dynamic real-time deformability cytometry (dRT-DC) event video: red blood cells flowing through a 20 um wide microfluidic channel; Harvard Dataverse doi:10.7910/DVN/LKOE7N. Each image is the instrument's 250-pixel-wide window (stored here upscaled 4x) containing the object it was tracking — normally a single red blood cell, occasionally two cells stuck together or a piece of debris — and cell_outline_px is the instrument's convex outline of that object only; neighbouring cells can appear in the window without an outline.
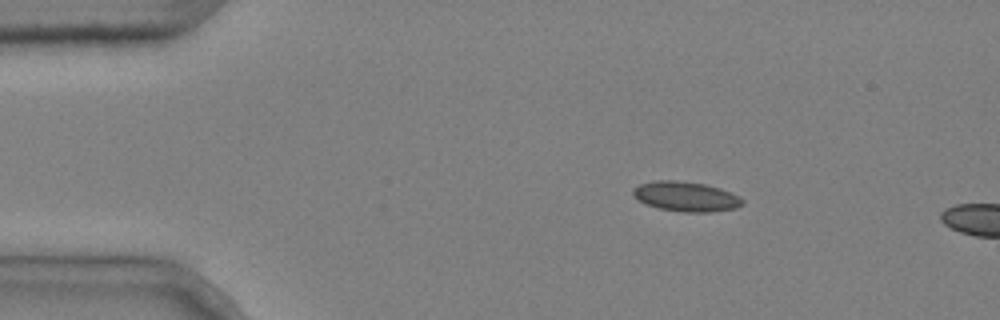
{"species": "common noctule bat (a hibernating species)", "species_latin": "Nyctalus noctula", "temperature_condition": "cold", "stored_images_in_passage": 3, "camera_frame_rate_fps": 3000, "um_per_image_px": 0.085, "animal": {"sex": "male", "body_mass_g": 20.4}, "frame": {"image": 1, "passage_image": 2, "time_ms": 0.333, "image_size_px": [1000, 320], "cell_outline_px": [[744, 204], [736, 208], [712, 212], [684, 212], [660, 208], [648, 204], [632, 196], [632, 188], [640, 184], [656, 180], [672, 180], [704, 184], [720, 188], [740, 196], [744, 200]], "centroid_in_image_um": [58.33, 16.7], "position_along_channel_um": 26.7, "area_um2": 18.96}}